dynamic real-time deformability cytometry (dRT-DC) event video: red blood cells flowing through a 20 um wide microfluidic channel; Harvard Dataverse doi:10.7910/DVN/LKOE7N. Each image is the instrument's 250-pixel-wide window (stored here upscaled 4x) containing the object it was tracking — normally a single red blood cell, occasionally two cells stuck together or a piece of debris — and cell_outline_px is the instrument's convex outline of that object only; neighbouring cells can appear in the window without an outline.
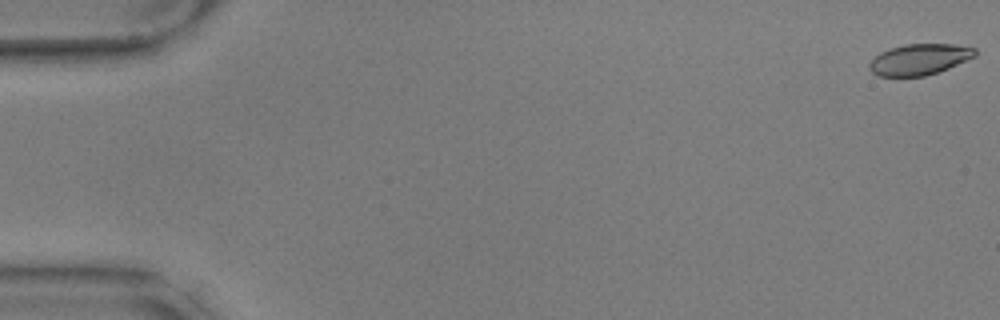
{"species": "common noctule bat (a hibernating species)", "species_latin": "Nyctalus noctula", "temperature_condition": "warm", "stored_images_in_passage": 54, "camera_frame_rate_fps": 3000, "um_per_image_px": 0.085, "animal": {"sex": "male", "body_mass_g": 17.9, "forearm_length_mm": 54.2}, "frame": {"image": 1, "passage_image": 1, "time_ms": 0.0, "image_size_px": [1000, 320], "cell_outline_px": [[976, 56], [948, 68], [924, 76], [876, 76], [868, 68], [868, 64], [880, 52], [888, 48], [904, 44], [956, 44], [976, 48]], "centroid_in_image_um": [78.13, 5.04], "position_along_channel_um": 6.9, "area_um2": 19.13}}
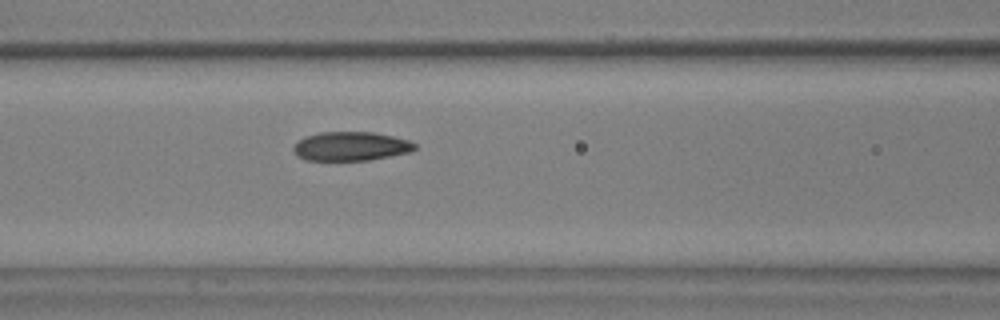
{"frame": {"image": 2, "passage_image": 25, "time_ms": 8.0, "image_size_px": [1000, 320], "cell_outline_px": [[416, 148], [412, 152], [368, 160], [304, 160], [296, 156], [292, 148], [304, 136], [320, 132], [372, 132], [392, 136], [408, 140], [416, 144]], "centroid_in_image_um": [29.81, 12.43], "position_along_channel_um": 136.8, "area_um2": 20.52}}
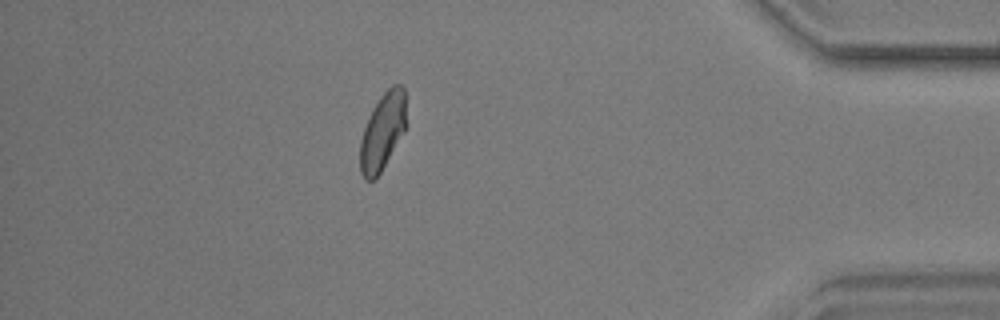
{"frame": {"image": 3, "passage_image": 51, "time_ms": 16.667, "image_size_px": [1000, 320], "cell_outline_px": [[408, 124], [404, 132], [380, 172], [372, 180], [364, 180], [360, 172], [360, 140], [364, 128], [380, 96], [392, 84], [400, 84], [404, 88]], "centroid_in_image_um": [32.55, 11.15], "position_along_channel_um": 402.6, "area_um2": 20.69}, "authors_computed_cell_mechanics": {"area_um2": 20.7213, "velocity_mm_per_s": 3.5332, "shape_relaxation_time_tau1_ms": 3.3485, "shape_relaxation_time_tau2_ms": 2.0696, "deformation_change_tau1": 0.1226, "deformation_change_tau2": 0.0621}}